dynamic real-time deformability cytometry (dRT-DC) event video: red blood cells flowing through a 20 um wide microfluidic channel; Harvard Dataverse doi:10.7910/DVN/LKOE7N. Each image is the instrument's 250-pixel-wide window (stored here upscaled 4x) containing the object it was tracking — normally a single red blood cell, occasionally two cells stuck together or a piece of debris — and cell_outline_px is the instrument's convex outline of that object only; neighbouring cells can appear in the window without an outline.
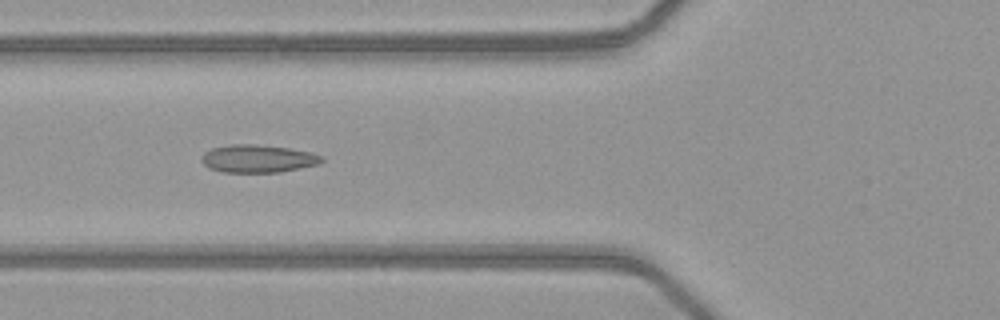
{"species": "common noctule bat (a hibernating species)", "species_latin": "Nyctalus noctula", "temperature_condition": "warm", "stored_images_in_passage": 10, "camera_frame_rate_fps": 3000, "um_per_image_px": 0.085, "animal": {"sex": "female", "body_mass_g": 21.9}, "frame": {"image": 1, "passage_image": 4, "time_ms": 1.0, "image_size_px": [1000, 320], "cell_outline_px": [[324, 160], [320, 164], [280, 172], [224, 172], [208, 168], [200, 160], [200, 156], [204, 152], [212, 148], [232, 144], [256, 144], [288, 148], [312, 152], [324, 156]], "centroid_in_image_um": [21.93, 13.48], "position_along_channel_um": 103.9, "area_um2": 19.65}}
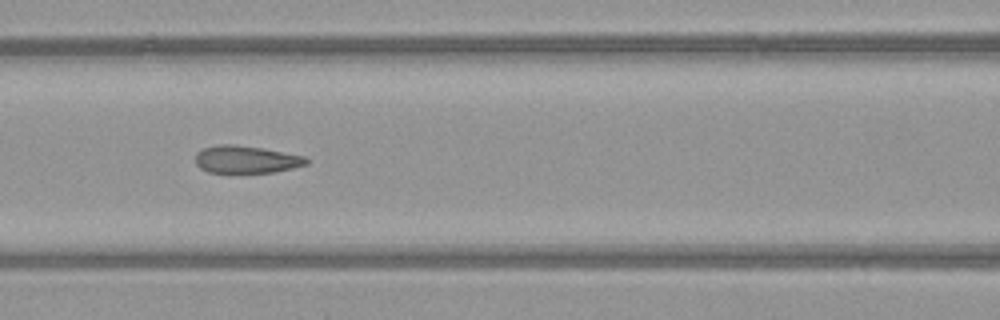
{"frame": {"image": 2, "passage_image": 7, "time_ms": 2.0, "image_size_px": [1000, 320], "cell_outline_px": [[308, 164], [292, 168], [272, 172], [208, 172], [200, 168], [196, 164], [196, 152], [204, 148], [216, 144], [236, 144], [264, 148], [304, 156], [308, 160]], "centroid_in_image_um": [20.91, 13.53], "position_along_channel_um": 145.7, "area_um2": 17.74}}